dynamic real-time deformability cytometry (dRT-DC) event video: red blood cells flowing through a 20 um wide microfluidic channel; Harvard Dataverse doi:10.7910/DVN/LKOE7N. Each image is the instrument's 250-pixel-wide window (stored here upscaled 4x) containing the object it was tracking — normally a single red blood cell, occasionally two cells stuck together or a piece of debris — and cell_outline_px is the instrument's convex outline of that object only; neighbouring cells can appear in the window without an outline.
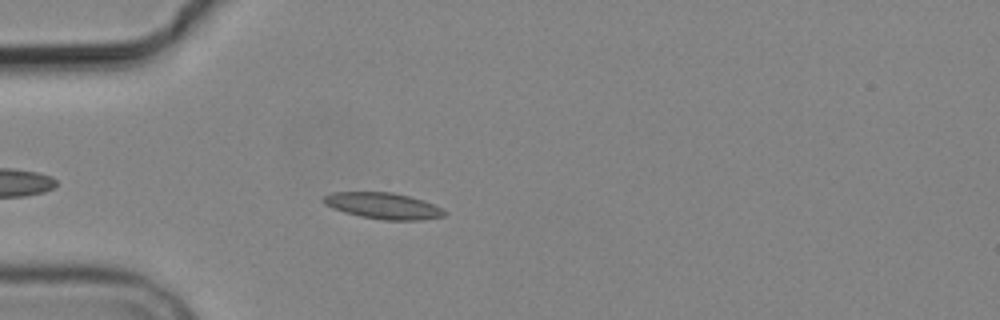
{"species": "common noctule bat (a hibernating species)", "species_latin": "Nyctalus noctula", "temperature_condition": "cold", "stored_images_in_passage": 4, "camera_frame_rate_fps": 3000, "um_per_image_px": 0.085, "animal": {"sex": "male", "body_mass_g": 19.2, "forearm_length_mm": 51.8}, "frame": {"image": 1, "passage_image": 4, "time_ms": 3.667, "image_size_px": [1000, 320], "cell_outline_px": [[444, 216], [420, 220], [384, 220], [360, 216], [344, 212], [332, 208], [324, 204], [320, 200], [324, 196], [332, 192], [392, 192], [424, 200], [440, 208], [444, 212]], "centroid_in_image_um": [32.5, 17.49], "position_along_channel_um": 52.5, "area_um2": 18.38}}